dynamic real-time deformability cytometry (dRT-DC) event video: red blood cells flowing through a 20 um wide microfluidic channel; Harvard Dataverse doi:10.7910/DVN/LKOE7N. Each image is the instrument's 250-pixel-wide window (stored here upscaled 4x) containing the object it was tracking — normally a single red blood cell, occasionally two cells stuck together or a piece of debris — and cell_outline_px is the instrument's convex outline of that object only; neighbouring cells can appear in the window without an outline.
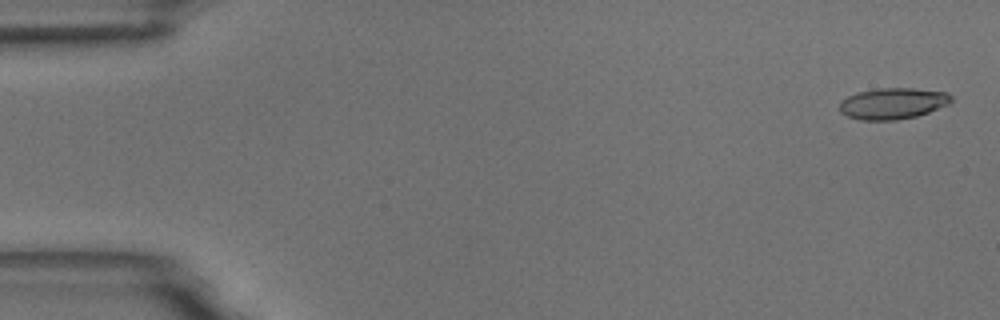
{"species": "common noctule bat (a hibernating species)", "species_latin": "Nyctalus noctula", "temperature_condition": "room temperature", "stored_images_in_passage": 4, "camera_frame_rate_fps": 3000, "um_per_image_px": 0.085, "animal": {"sex": "male", "body_mass_g": 18.8}, "frame": {"image": 1, "passage_image": 1, "time_ms": 0.0, "image_size_px": [1000, 320], "cell_outline_px": [[952, 100], [948, 104], [928, 112], [916, 116], [896, 120], [860, 120], [848, 116], [840, 112], [840, 100], [856, 92], [880, 88], [912, 88], [948, 92], [952, 96]], "centroid_in_image_um": [75.87, 8.79], "position_along_channel_um": 9.1, "area_um2": 20.35}}